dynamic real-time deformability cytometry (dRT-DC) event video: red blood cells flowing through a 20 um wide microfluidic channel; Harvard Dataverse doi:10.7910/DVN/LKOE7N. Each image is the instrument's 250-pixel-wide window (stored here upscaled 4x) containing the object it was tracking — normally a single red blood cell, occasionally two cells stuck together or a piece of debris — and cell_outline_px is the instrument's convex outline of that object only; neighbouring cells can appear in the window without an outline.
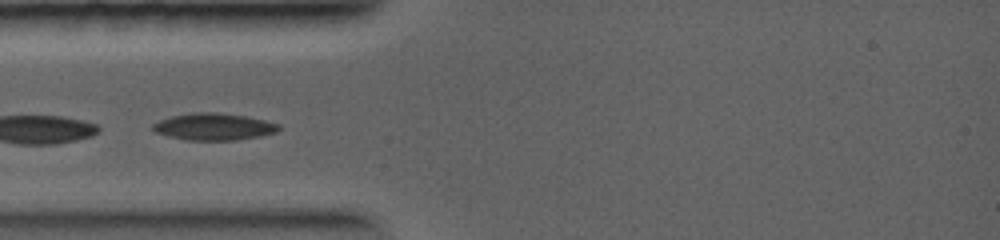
{"species": "common noctule bat (a hibernating species)", "species_latin": "Nyctalus noctula", "temperature_condition": "warm", "stored_images_in_passage": 22, "camera_frame_rate_fps": 5000, "um_per_image_px": 0.085, "animal": {"sex": "female", "body_mass_g": 19.0, "forearm_length_mm": 56.7}, "frame": {"image": 1, "passage_image": 1, "time_ms": 0.0, "image_size_px": [1000, 240], "cell_outline_px": [[280, 128], [276, 132], [260, 136], [236, 140], [184, 140], [168, 136], [156, 132], [152, 128], [152, 124], [160, 120], [172, 116], [192, 112], [216, 112], [244, 116], [264, 120], [280, 124]], "centroid_in_image_um": [18.16, 10.77], "position_along_channel_um": 66.8, "area_um2": 19.71}}